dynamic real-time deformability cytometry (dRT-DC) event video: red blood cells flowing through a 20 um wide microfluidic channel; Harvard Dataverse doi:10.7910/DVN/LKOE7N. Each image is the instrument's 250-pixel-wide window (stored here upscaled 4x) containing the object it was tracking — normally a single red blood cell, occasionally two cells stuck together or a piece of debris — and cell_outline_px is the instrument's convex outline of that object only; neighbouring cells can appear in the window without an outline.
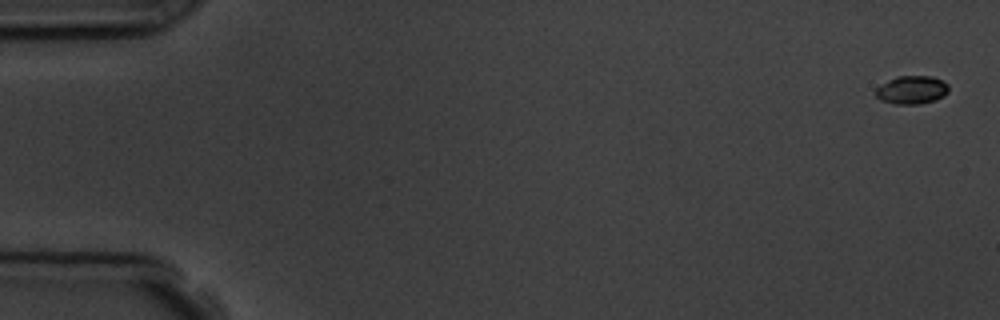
{"species": "common noctule bat (a hibernating species)", "species_latin": "Nyctalus noctula", "temperature_condition": "room temperature", "stored_images_in_passage": 16, "camera_frame_rate_fps": 3000, "um_per_image_px": 0.085, "animal": {"sex": "male", "body_mass_g": 19.5, "forearm_length_mm": 54.6}, "frame": {"image": 1, "passage_image": 1, "time_ms": 0.0, "image_size_px": [1000, 320], "cell_outline_px": [[948, 92], [944, 96], [936, 100], [920, 104], [896, 104], [880, 100], [872, 92], [876, 88], [888, 80], [896, 76], [932, 76], [944, 80], [948, 84]], "centroid_in_image_um": [77.5, 7.64], "position_along_channel_um": 7.5, "area_um2": 12.25}}
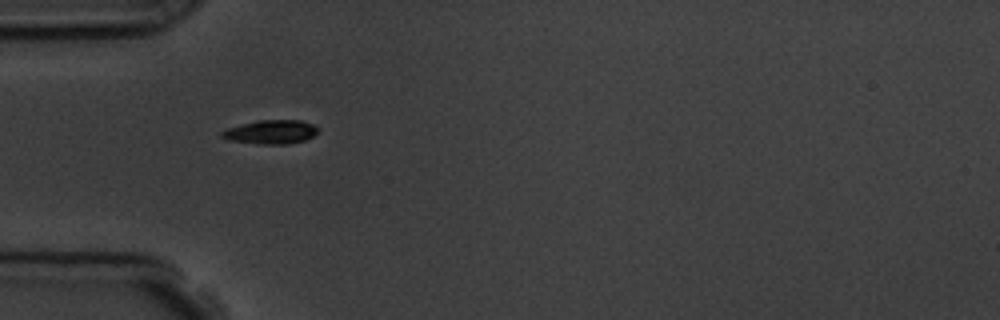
{"frame": {"image": 2, "passage_image": 5, "time_ms": 5.333, "image_size_px": [1000, 320], "cell_outline_px": [[320, 128], [312, 136], [304, 140], [288, 144], [260, 144], [228, 140], [220, 136], [220, 132], [228, 128], [256, 120], [300, 120], [312, 124]], "centroid_in_image_um": [23.01, 11.21], "position_along_channel_um": 62.0, "area_um2": 13.35}}
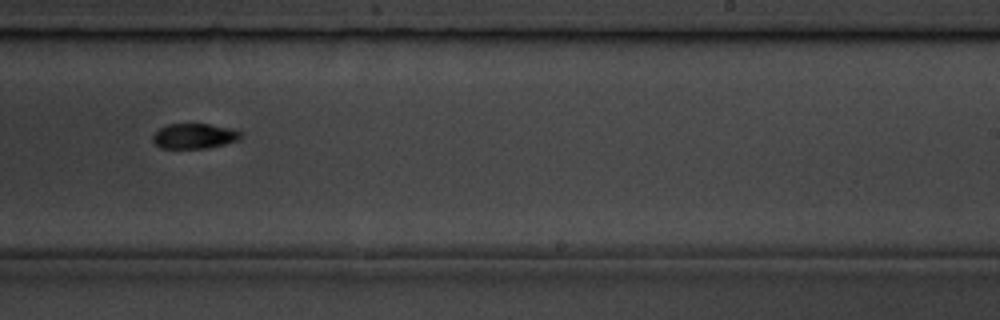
{"frame": {"image": 3, "passage_image": 10, "time_ms": 11.0, "image_size_px": [1000, 320], "cell_outline_px": [[244, 136], [240, 140], [208, 148], [160, 148], [152, 140], [152, 136], [160, 128], [168, 124], [208, 124], [232, 128], [244, 132]], "centroid_in_image_um": [16.58, 11.56], "position_along_channel_um": 272.4, "area_um2": 13.06}, "authors_computed_cell_mechanics": {"area_um2": 12.8605, "velocity_mm_per_s": 3.7585, "shape_relaxation_time_tau1_ms": 2.4232, "shape_relaxation_time_tau2_ms": null, "deformation_change_tau1": 0.0528, "deformation_change_tau2": null}}